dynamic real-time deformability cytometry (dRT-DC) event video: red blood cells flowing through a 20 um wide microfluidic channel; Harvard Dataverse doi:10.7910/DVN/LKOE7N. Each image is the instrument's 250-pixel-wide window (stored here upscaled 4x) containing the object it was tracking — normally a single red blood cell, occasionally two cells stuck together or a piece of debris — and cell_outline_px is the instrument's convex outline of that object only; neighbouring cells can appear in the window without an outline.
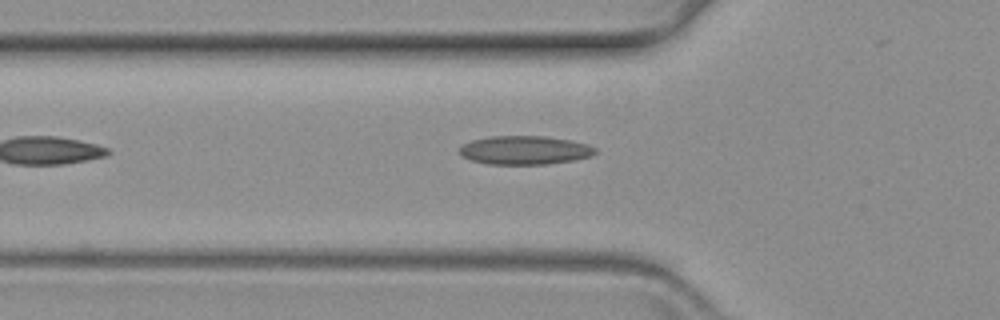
{"species": "common noctule bat (a hibernating species)", "species_latin": "Nyctalus noctula", "temperature_condition": "warm", "stored_images_in_passage": 25, "camera_frame_rate_fps": 3000, "um_per_image_px": 0.085, "animal": {"sex": "female", "body_mass_g": 19.3, "forearm_length_mm": 54.1}, "frame": {"image": 1, "passage_image": 6, "time_ms": 1.667, "image_size_px": [1000, 320], "cell_outline_px": [[596, 152], [588, 156], [572, 160], [548, 164], [488, 164], [472, 160], [460, 156], [456, 152], [464, 144], [472, 140], [488, 136], [544, 136], [568, 140], [588, 144], [596, 148]], "centroid_in_image_um": [44.54, 12.76], "position_along_channel_um": 81.3, "area_um2": 22.6}}
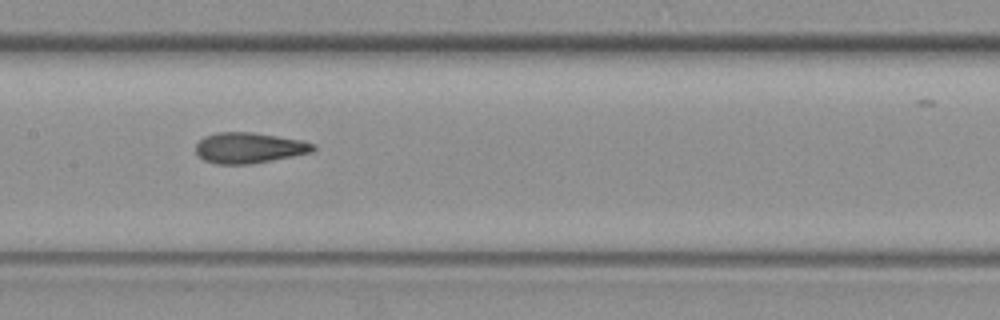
{"frame": {"image": 2, "passage_image": 15, "time_ms": 4.667, "image_size_px": [1000, 320], "cell_outline_px": [[316, 148], [312, 152], [292, 156], [248, 164], [216, 164], [204, 160], [196, 152], [196, 144], [204, 136], [216, 132], [252, 132], [304, 140], [316, 144]], "centroid_in_image_um": [21.18, 12.55], "position_along_channel_um": 186.2, "area_um2": 20.98}}
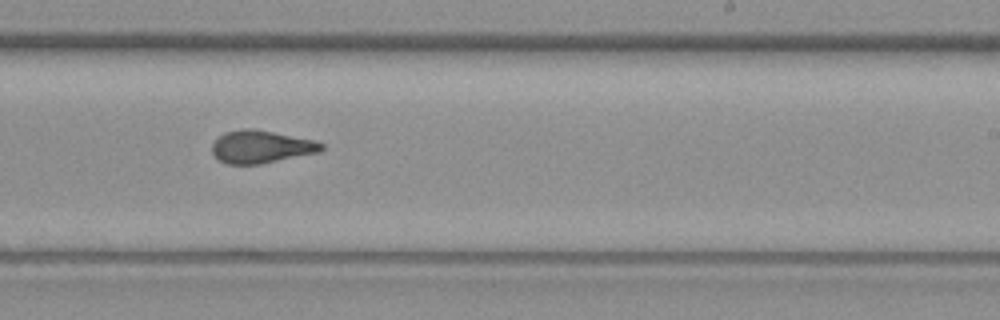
{"frame": {"image": 3, "passage_image": 22, "time_ms": 7.0, "image_size_px": [1000, 320], "cell_outline_px": [[324, 148], [320, 152], [260, 164], [228, 164], [220, 160], [212, 152], [212, 144], [224, 132], [244, 128], [256, 128], [316, 140], [324, 144]], "centroid_in_image_um": [22.23, 12.46], "position_along_channel_um": 266.8, "area_um2": 20.98}}